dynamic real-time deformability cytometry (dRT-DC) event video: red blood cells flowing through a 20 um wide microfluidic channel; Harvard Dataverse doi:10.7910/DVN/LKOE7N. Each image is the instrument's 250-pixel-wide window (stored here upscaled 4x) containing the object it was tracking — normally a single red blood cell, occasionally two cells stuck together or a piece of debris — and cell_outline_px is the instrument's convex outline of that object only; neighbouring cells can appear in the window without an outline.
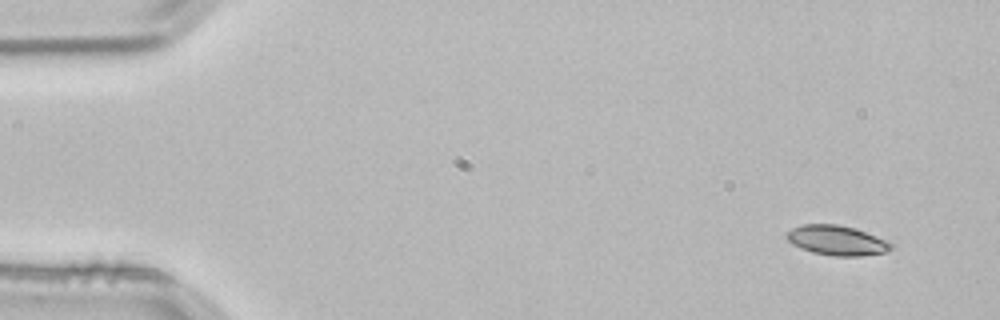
{"species": "common noctule bat (a hibernating species)", "species_latin": "Nyctalus noctula", "temperature_condition": "room temperature", "stored_images_in_passage": 4, "camera_frame_rate_fps": 3000, "um_per_image_px": 0.085, "animal": {"sex": "male", "body_mass_g": 21.5, "forearm_length_mm": 52.0}, "frame": {"image": 1, "passage_image": 1, "time_ms": 0.0, "image_size_px": [1000, 320], "cell_outline_px": [[892, 248], [884, 252], [860, 256], [832, 256], [812, 252], [800, 248], [792, 244], [784, 236], [792, 228], [804, 224], [836, 224], [856, 228], [884, 240], [892, 244]], "centroid_in_image_um": [71.08, 20.43], "position_along_channel_um": 13.9, "area_um2": 17.98}}